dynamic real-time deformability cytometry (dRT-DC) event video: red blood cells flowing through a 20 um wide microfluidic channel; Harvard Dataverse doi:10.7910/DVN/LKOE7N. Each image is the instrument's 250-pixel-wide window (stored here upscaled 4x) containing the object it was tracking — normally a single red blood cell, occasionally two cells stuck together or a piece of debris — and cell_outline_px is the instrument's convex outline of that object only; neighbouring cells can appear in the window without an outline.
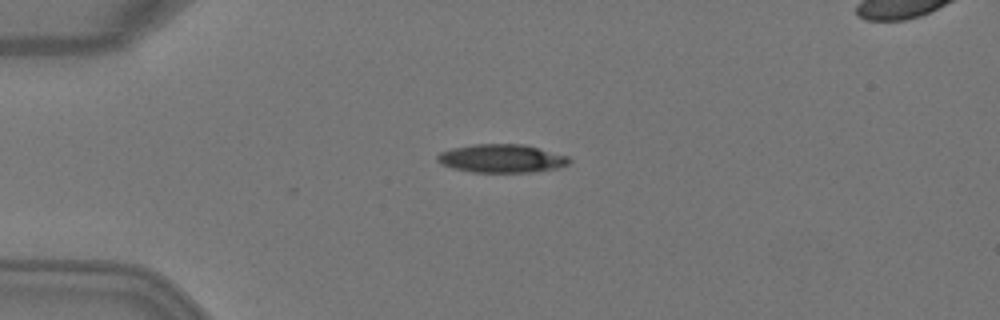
{"species": "Egyptian fruit bat (a non-hibernating species)", "species_latin": "Rousettus aegyptiacus", "temperature_condition": "warm", "stored_images_in_passage": 5, "camera_frame_rate_fps": 3000, "um_per_image_px": 0.085, "animal": {"sex": "female"}, "frame": {"image": 1, "passage_image": 5, "time_ms": 1.333, "image_size_px": [1000, 320], "cell_outline_px": [[572, 160], [568, 164], [560, 168], [532, 172], [472, 172], [452, 168], [440, 164], [436, 160], [436, 156], [440, 152], [452, 148], [472, 144], [524, 144], [568, 156]], "centroid_in_image_um": [42.63, 13.47], "position_along_channel_um": 42.4, "area_um2": 21.96}}